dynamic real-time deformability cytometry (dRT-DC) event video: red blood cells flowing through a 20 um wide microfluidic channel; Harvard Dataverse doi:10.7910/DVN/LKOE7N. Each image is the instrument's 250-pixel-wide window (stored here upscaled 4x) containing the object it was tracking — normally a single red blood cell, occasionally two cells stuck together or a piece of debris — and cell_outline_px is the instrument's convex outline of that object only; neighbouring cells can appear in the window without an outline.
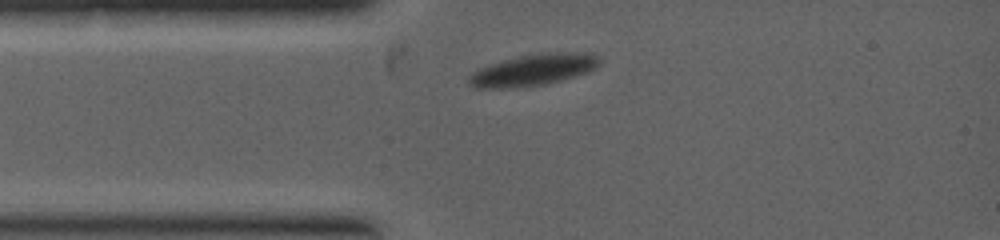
{"species": "common noctule bat (a hibernating species)", "species_latin": "Nyctalus noctula", "temperature_condition": "warm", "stored_images_in_passage": 1, "camera_frame_rate_fps": 5000, "um_per_image_px": 0.085, "animal": {"sex": "female", "body_mass_g": 19.0, "forearm_length_mm": 53.3}, "frame": {"image": 1, "passage_image": 1, "time_ms": 0.0, "image_size_px": [1000, 240], "cell_outline_px": [[600, 64], [596, 68], [588, 72], [560, 80], [544, 84], [508, 88], [476, 88], [468, 80], [468, 76], [476, 68], [488, 64], [520, 56], [540, 52], [588, 52], [596, 56], [600, 60]], "centroid_in_image_um": [45.32, 5.92], "position_along_channel_um": 39.7, "area_um2": 23.99}}